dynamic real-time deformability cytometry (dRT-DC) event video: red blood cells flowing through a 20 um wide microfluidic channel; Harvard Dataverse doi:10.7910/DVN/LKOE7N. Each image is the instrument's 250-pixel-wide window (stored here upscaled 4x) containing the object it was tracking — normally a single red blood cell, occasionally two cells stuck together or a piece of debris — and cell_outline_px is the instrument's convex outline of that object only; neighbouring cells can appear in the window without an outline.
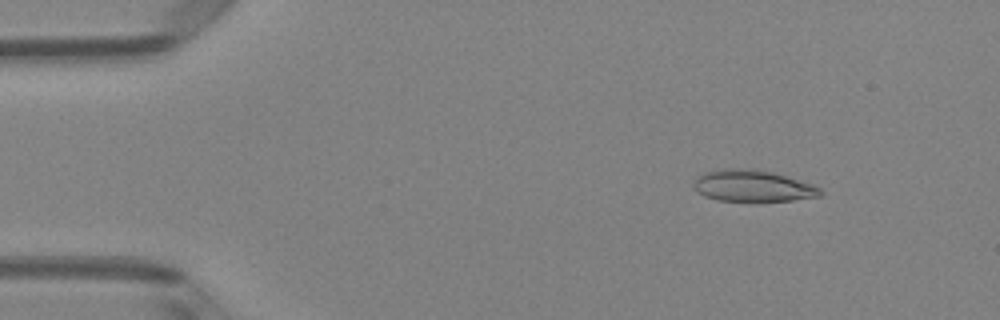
{"species": "Egyptian fruit bat (a non-hibernating species)", "species_latin": "Rousettus aegyptiacus", "temperature_condition": "room temperature", "stored_images_in_passage": 50, "camera_frame_rate_fps": 3000, "um_per_image_px": 0.085, "animal": {"sex": "female"}, "frame": {"image": 1, "passage_image": 6, "time_ms": 1.667, "image_size_px": [1000, 320], "cell_outline_px": [[824, 192], [820, 196], [792, 200], [756, 204], [716, 200], [704, 196], [692, 188], [692, 184], [696, 176], [704, 172], [728, 168], [748, 168], [772, 172], [812, 184], [820, 188]], "centroid_in_image_um": [63.94, 15.85], "position_along_channel_um": 21.1, "area_um2": 24.22}}
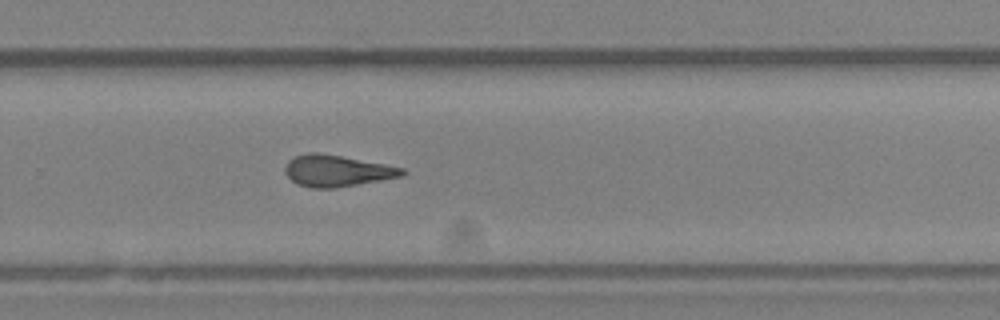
{"frame": {"image": 2, "passage_image": 33, "time_ms": 10.667, "image_size_px": [1000, 320], "cell_outline_px": [[408, 172], [404, 176], [336, 188], [312, 188], [296, 184], [284, 172], [284, 168], [288, 160], [296, 156], [308, 152], [320, 152], [384, 164], [404, 168]], "centroid_in_image_um": [28.64, 14.52], "position_along_channel_um": 301.2, "area_um2": 21.62}}
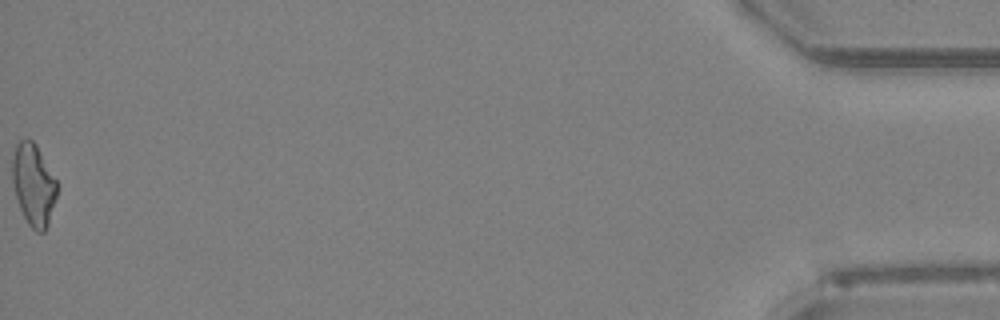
{"frame": {"image": 3, "passage_image": 50, "time_ms": 16.333, "image_size_px": [1000, 320], "cell_outline_px": [[56, 196], [48, 224], [44, 232], [36, 232], [28, 224], [20, 208], [12, 184], [12, 156], [16, 144], [20, 140], [32, 140], [36, 144], [56, 180]], "centroid_in_image_um": [2.82, 15.69], "position_along_channel_um": 432.4, "area_um2": 21.04}, "authors_computed_cell_mechanics": {"area_um2": 21.8484, "velocity_mm_per_s": 4.0612, "shape_relaxation_time_tau1_ms": 4.3378, "shape_relaxation_time_tau2_ms": 3.1617, "deformation_change_tau1": 0.1572, "deformation_change_tau2": 0.1445}}